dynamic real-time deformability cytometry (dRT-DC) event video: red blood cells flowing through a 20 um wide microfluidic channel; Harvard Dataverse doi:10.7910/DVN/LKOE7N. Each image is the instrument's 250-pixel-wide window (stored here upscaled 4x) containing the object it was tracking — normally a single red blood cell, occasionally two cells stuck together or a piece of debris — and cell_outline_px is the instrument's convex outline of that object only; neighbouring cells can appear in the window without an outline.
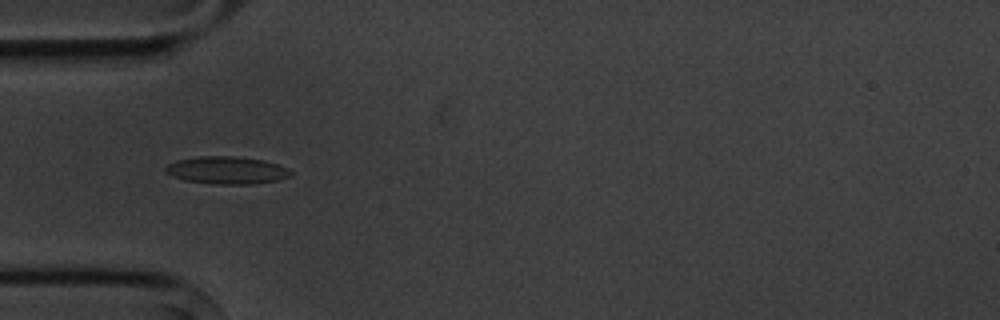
{"species": "common noctule bat (a hibernating species)", "species_latin": "Nyctalus noctula", "temperature_condition": "cold", "stored_images_in_passage": 9, "camera_frame_rate_fps": 3000, "um_per_image_px": 0.085, "animal": {"sex": "male", "body_mass_g": 20.1, "forearm_length_mm": 53.5}, "frame": {"image": 1, "passage_image": 3, "time_ms": 2.333, "image_size_px": [1000, 320], "cell_outline_px": [[292, 172], [288, 176], [276, 180], [252, 184], [212, 184], [184, 180], [172, 176], [164, 172], [164, 168], [168, 164], [176, 160], [196, 156], [236, 156], [264, 160], [288, 168]], "centroid_in_image_um": [19.21, 14.46], "position_along_channel_um": 65.8, "area_um2": 20.11}}
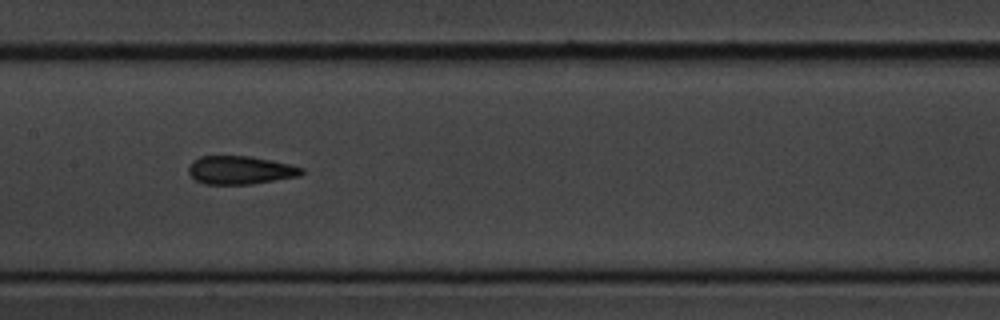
{"frame": {"image": 2, "passage_image": 6, "time_ms": 5.667, "image_size_px": [1000, 320], "cell_outline_px": [[304, 172], [300, 176], [252, 184], [204, 184], [196, 180], [188, 172], [188, 168], [192, 160], [200, 156], [252, 156], [272, 160], [304, 168]], "centroid_in_image_um": [20.42, 14.45], "position_along_channel_um": 187.0, "area_um2": 18.73}}
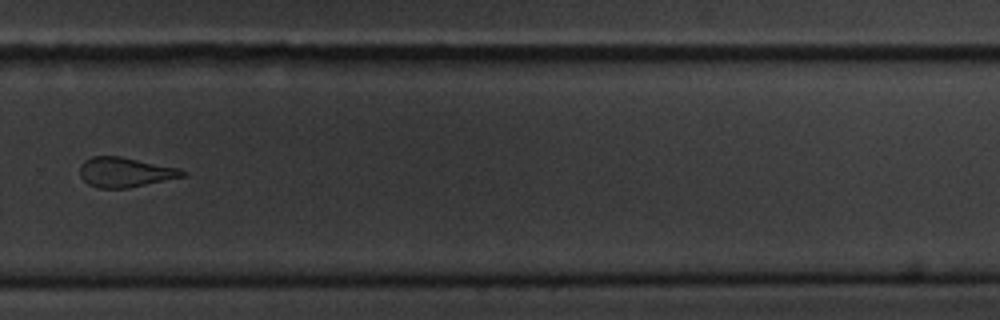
{"frame": {"image": 3, "passage_image": 9, "time_ms": 9.333, "image_size_px": [1000, 320], "cell_outline_px": [[188, 172], [184, 176], [128, 188], [96, 188], [88, 184], [80, 176], [80, 164], [84, 160], [92, 156], [120, 156], [180, 168]], "centroid_in_image_um": [10.62, 14.63], "position_along_channel_um": 319.2, "area_um2": 17.86}}